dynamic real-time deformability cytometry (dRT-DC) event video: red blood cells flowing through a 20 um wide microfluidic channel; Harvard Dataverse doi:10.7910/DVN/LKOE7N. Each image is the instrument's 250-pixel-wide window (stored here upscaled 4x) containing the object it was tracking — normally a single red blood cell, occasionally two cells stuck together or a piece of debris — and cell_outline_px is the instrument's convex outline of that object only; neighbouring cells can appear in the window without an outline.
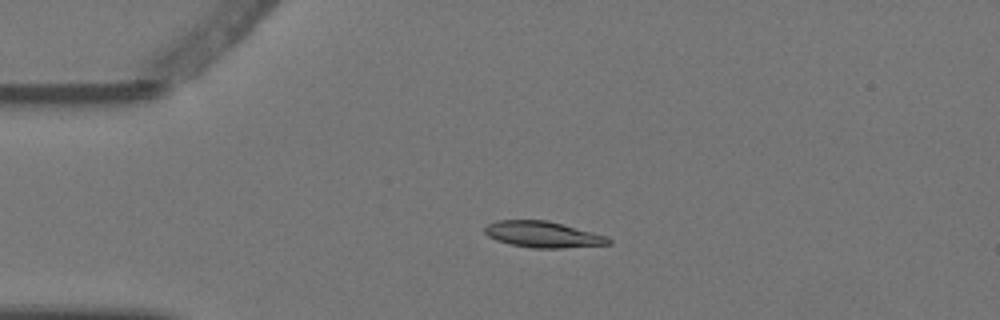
{"species": "Egyptian fruit bat (a non-hibernating species)", "species_latin": "Rousettus aegyptiacus", "temperature_condition": "warm", "stored_images_in_passage": 5, "segment_of_instrument_passage": [1, 2], "camera_frame_rate_fps": 3000, "um_per_image_px": 0.085, "animal": {"sex": "female"}, "frame": {"image": 1, "passage_image": 3, "time_ms": 0.667, "image_size_px": [1000, 320], "cell_outline_px": [[612, 244], [560, 248], [532, 248], [508, 244], [496, 240], [488, 236], [484, 232], [484, 228], [488, 224], [496, 220], [548, 220], [608, 236], [612, 240]], "centroid_in_image_um": [46.15, 19.93], "position_along_channel_um": 38.8, "area_um2": 19.02}}